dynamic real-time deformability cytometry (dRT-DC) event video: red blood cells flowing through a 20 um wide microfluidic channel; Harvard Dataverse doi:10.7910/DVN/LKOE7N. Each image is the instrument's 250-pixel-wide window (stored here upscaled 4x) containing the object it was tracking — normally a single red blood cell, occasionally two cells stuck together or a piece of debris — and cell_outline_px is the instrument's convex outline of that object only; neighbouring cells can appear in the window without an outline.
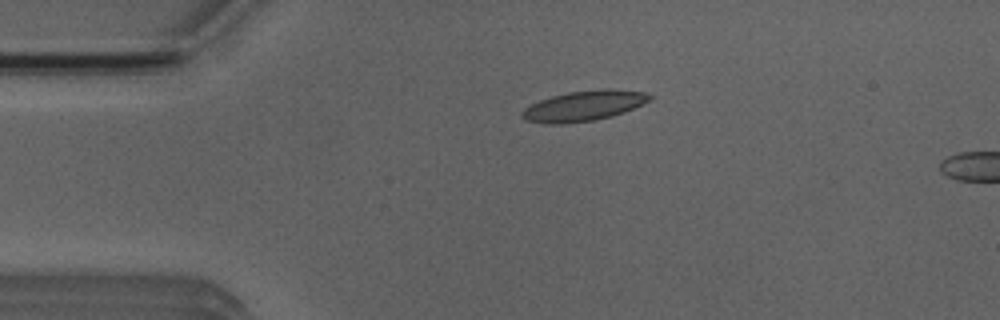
{"species": "Egyptian fruit bat (a non-hibernating species)", "species_latin": "Rousettus aegyptiacus", "temperature_condition": "room temperature", "stored_images_in_passage": 4, "camera_frame_rate_fps": 3000, "um_per_image_px": 0.085, "animal": {"sex": "male"}, "frame": {"image": 1, "passage_image": 3, "time_ms": 2.333, "image_size_px": [1000, 320], "cell_outline_px": [[652, 100], [624, 112], [612, 116], [596, 120], [560, 124], [548, 124], [524, 120], [520, 116], [520, 112], [524, 108], [540, 100], [552, 96], [568, 92], [600, 88], [608, 88], [644, 92], [652, 96]], "centroid_in_image_um": [49.62, 8.99], "position_along_channel_um": 35.4, "area_um2": 22.72}}